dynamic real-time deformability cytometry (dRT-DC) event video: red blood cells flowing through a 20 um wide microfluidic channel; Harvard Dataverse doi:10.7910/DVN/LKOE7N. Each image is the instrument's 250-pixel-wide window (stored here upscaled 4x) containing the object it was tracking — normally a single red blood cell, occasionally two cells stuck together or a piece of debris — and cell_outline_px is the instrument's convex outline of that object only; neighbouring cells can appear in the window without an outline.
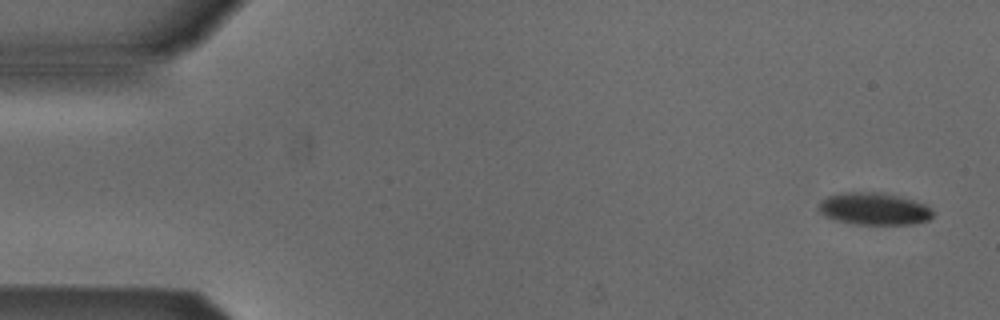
{"species": "Egyptian fruit bat (a non-hibernating species)", "species_latin": "Rousettus aegyptiacus", "temperature_condition": "cold", "stored_images_in_passage": 4, "camera_frame_rate_fps": 3000, "um_per_image_px": 0.085, "animal": {"sex": "male"}, "frame": {"image": 1, "passage_image": 1, "time_ms": 0.0, "image_size_px": [1000, 320], "cell_outline_px": [[932, 216], [928, 220], [912, 224], [852, 224], [836, 220], [824, 216], [820, 212], [820, 200], [828, 196], [848, 192], [876, 192], [896, 196], [912, 200], [924, 204], [932, 208]], "centroid_in_image_um": [74.28, 17.76], "position_along_channel_um": 10.7, "area_um2": 21.15}}
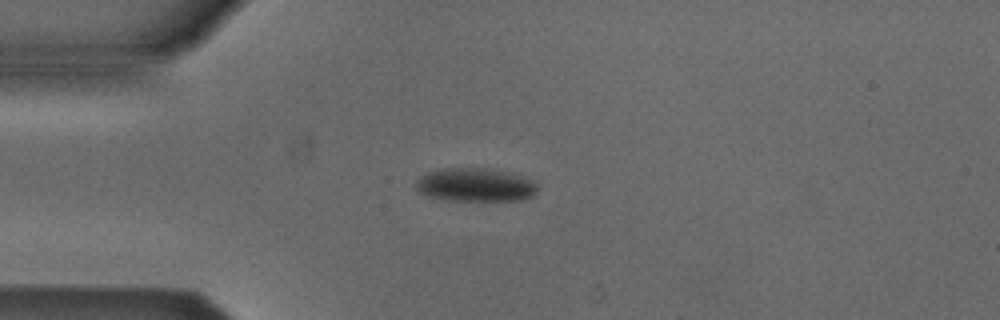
{"frame": {"image": 2, "passage_image": 4, "time_ms": 3.667, "image_size_px": [1000, 320], "cell_outline_px": [[536, 192], [532, 196], [524, 200], [444, 200], [428, 196], [420, 192], [416, 188], [416, 184], [428, 172], [448, 168], [480, 168], [520, 176], [536, 184]], "centroid_in_image_um": [40.38, 15.74], "position_along_channel_um": 44.6, "area_um2": 22.89}}